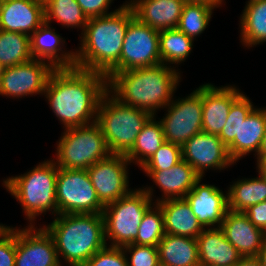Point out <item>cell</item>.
Segmentation results:
<instances>
[{"instance_id": "cell-20", "label": "cell", "mask_w": 266, "mask_h": 266, "mask_svg": "<svg viewBox=\"0 0 266 266\" xmlns=\"http://www.w3.org/2000/svg\"><path fill=\"white\" fill-rule=\"evenodd\" d=\"M220 228L242 257L257 256L266 238V233L255 227L244 212L228 210Z\"/></svg>"}, {"instance_id": "cell-18", "label": "cell", "mask_w": 266, "mask_h": 266, "mask_svg": "<svg viewBox=\"0 0 266 266\" xmlns=\"http://www.w3.org/2000/svg\"><path fill=\"white\" fill-rule=\"evenodd\" d=\"M45 22L43 0L0 2V30L31 35Z\"/></svg>"}, {"instance_id": "cell-30", "label": "cell", "mask_w": 266, "mask_h": 266, "mask_svg": "<svg viewBox=\"0 0 266 266\" xmlns=\"http://www.w3.org/2000/svg\"><path fill=\"white\" fill-rule=\"evenodd\" d=\"M194 40L177 28L159 32V53L161 62L167 66L183 63L193 49Z\"/></svg>"}, {"instance_id": "cell-33", "label": "cell", "mask_w": 266, "mask_h": 266, "mask_svg": "<svg viewBox=\"0 0 266 266\" xmlns=\"http://www.w3.org/2000/svg\"><path fill=\"white\" fill-rule=\"evenodd\" d=\"M214 9L213 6L204 3L186 2L176 28L196 40L197 36L208 28Z\"/></svg>"}, {"instance_id": "cell-16", "label": "cell", "mask_w": 266, "mask_h": 266, "mask_svg": "<svg viewBox=\"0 0 266 266\" xmlns=\"http://www.w3.org/2000/svg\"><path fill=\"white\" fill-rule=\"evenodd\" d=\"M201 177L191 191L184 197L193 214L204 228L221 227L222 221L228 212L227 191L210 184H201Z\"/></svg>"}, {"instance_id": "cell-45", "label": "cell", "mask_w": 266, "mask_h": 266, "mask_svg": "<svg viewBox=\"0 0 266 266\" xmlns=\"http://www.w3.org/2000/svg\"><path fill=\"white\" fill-rule=\"evenodd\" d=\"M256 257L259 259L262 266H266V238Z\"/></svg>"}, {"instance_id": "cell-35", "label": "cell", "mask_w": 266, "mask_h": 266, "mask_svg": "<svg viewBox=\"0 0 266 266\" xmlns=\"http://www.w3.org/2000/svg\"><path fill=\"white\" fill-rule=\"evenodd\" d=\"M244 92L232 103L227 122L218 137L228 147L238 137V128L249 113L255 108Z\"/></svg>"}, {"instance_id": "cell-28", "label": "cell", "mask_w": 266, "mask_h": 266, "mask_svg": "<svg viewBox=\"0 0 266 266\" xmlns=\"http://www.w3.org/2000/svg\"><path fill=\"white\" fill-rule=\"evenodd\" d=\"M240 15V42L247 48L266 42V0H248Z\"/></svg>"}, {"instance_id": "cell-36", "label": "cell", "mask_w": 266, "mask_h": 266, "mask_svg": "<svg viewBox=\"0 0 266 266\" xmlns=\"http://www.w3.org/2000/svg\"><path fill=\"white\" fill-rule=\"evenodd\" d=\"M182 160L181 146L165 141L154 155L140 168L143 171L170 169Z\"/></svg>"}, {"instance_id": "cell-46", "label": "cell", "mask_w": 266, "mask_h": 266, "mask_svg": "<svg viewBox=\"0 0 266 266\" xmlns=\"http://www.w3.org/2000/svg\"><path fill=\"white\" fill-rule=\"evenodd\" d=\"M258 169H260L264 173V175L266 176V163L260 165L258 167Z\"/></svg>"}, {"instance_id": "cell-26", "label": "cell", "mask_w": 266, "mask_h": 266, "mask_svg": "<svg viewBox=\"0 0 266 266\" xmlns=\"http://www.w3.org/2000/svg\"><path fill=\"white\" fill-rule=\"evenodd\" d=\"M160 266H199L197 240L165 234L157 245Z\"/></svg>"}, {"instance_id": "cell-41", "label": "cell", "mask_w": 266, "mask_h": 266, "mask_svg": "<svg viewBox=\"0 0 266 266\" xmlns=\"http://www.w3.org/2000/svg\"><path fill=\"white\" fill-rule=\"evenodd\" d=\"M244 213L255 227L266 233V201L250 206Z\"/></svg>"}, {"instance_id": "cell-10", "label": "cell", "mask_w": 266, "mask_h": 266, "mask_svg": "<svg viewBox=\"0 0 266 266\" xmlns=\"http://www.w3.org/2000/svg\"><path fill=\"white\" fill-rule=\"evenodd\" d=\"M203 84L187 97L174 99L166 106L160 123L165 141L183 146L202 130ZM167 109V110H166Z\"/></svg>"}, {"instance_id": "cell-19", "label": "cell", "mask_w": 266, "mask_h": 266, "mask_svg": "<svg viewBox=\"0 0 266 266\" xmlns=\"http://www.w3.org/2000/svg\"><path fill=\"white\" fill-rule=\"evenodd\" d=\"M65 40L51 24L44 22L30 35V52L33 59L44 60L55 69L74 68L75 51H64Z\"/></svg>"}, {"instance_id": "cell-4", "label": "cell", "mask_w": 266, "mask_h": 266, "mask_svg": "<svg viewBox=\"0 0 266 266\" xmlns=\"http://www.w3.org/2000/svg\"><path fill=\"white\" fill-rule=\"evenodd\" d=\"M43 227L54 240L60 263L64 260L69 266H83L109 245L102 214H58Z\"/></svg>"}, {"instance_id": "cell-15", "label": "cell", "mask_w": 266, "mask_h": 266, "mask_svg": "<svg viewBox=\"0 0 266 266\" xmlns=\"http://www.w3.org/2000/svg\"><path fill=\"white\" fill-rule=\"evenodd\" d=\"M182 159L204 177L207 170H224L235 165L227 146L215 134H195L181 147Z\"/></svg>"}, {"instance_id": "cell-47", "label": "cell", "mask_w": 266, "mask_h": 266, "mask_svg": "<svg viewBox=\"0 0 266 266\" xmlns=\"http://www.w3.org/2000/svg\"><path fill=\"white\" fill-rule=\"evenodd\" d=\"M3 71H4V66L0 63V78L1 75L3 74Z\"/></svg>"}, {"instance_id": "cell-6", "label": "cell", "mask_w": 266, "mask_h": 266, "mask_svg": "<svg viewBox=\"0 0 266 266\" xmlns=\"http://www.w3.org/2000/svg\"><path fill=\"white\" fill-rule=\"evenodd\" d=\"M151 117L144 110L121 103L107 90L99 102L96 122L110 154L126 155Z\"/></svg>"}, {"instance_id": "cell-31", "label": "cell", "mask_w": 266, "mask_h": 266, "mask_svg": "<svg viewBox=\"0 0 266 266\" xmlns=\"http://www.w3.org/2000/svg\"><path fill=\"white\" fill-rule=\"evenodd\" d=\"M45 22L60 23L67 28H80L84 32L89 20L76 0H44Z\"/></svg>"}, {"instance_id": "cell-21", "label": "cell", "mask_w": 266, "mask_h": 266, "mask_svg": "<svg viewBox=\"0 0 266 266\" xmlns=\"http://www.w3.org/2000/svg\"><path fill=\"white\" fill-rule=\"evenodd\" d=\"M134 16L158 31L176 28L185 0H128Z\"/></svg>"}, {"instance_id": "cell-37", "label": "cell", "mask_w": 266, "mask_h": 266, "mask_svg": "<svg viewBox=\"0 0 266 266\" xmlns=\"http://www.w3.org/2000/svg\"><path fill=\"white\" fill-rule=\"evenodd\" d=\"M128 266H160L157 246L128 244L122 247ZM130 254V257H128Z\"/></svg>"}, {"instance_id": "cell-34", "label": "cell", "mask_w": 266, "mask_h": 266, "mask_svg": "<svg viewBox=\"0 0 266 266\" xmlns=\"http://www.w3.org/2000/svg\"><path fill=\"white\" fill-rule=\"evenodd\" d=\"M165 235L164 216L158 203H154L145 213L138 227V235L133 244L157 246Z\"/></svg>"}, {"instance_id": "cell-5", "label": "cell", "mask_w": 266, "mask_h": 266, "mask_svg": "<svg viewBox=\"0 0 266 266\" xmlns=\"http://www.w3.org/2000/svg\"><path fill=\"white\" fill-rule=\"evenodd\" d=\"M58 166L54 160L43 161L32 170L2 182L3 187L20 203L29 225H35L37 216L46 212L58 215L56 180ZM34 222V223H33Z\"/></svg>"}, {"instance_id": "cell-23", "label": "cell", "mask_w": 266, "mask_h": 266, "mask_svg": "<svg viewBox=\"0 0 266 266\" xmlns=\"http://www.w3.org/2000/svg\"><path fill=\"white\" fill-rule=\"evenodd\" d=\"M196 240L200 265L234 266L242 258L220 227L204 228Z\"/></svg>"}, {"instance_id": "cell-13", "label": "cell", "mask_w": 266, "mask_h": 266, "mask_svg": "<svg viewBox=\"0 0 266 266\" xmlns=\"http://www.w3.org/2000/svg\"><path fill=\"white\" fill-rule=\"evenodd\" d=\"M131 163L125 155L110 154L87 169L91 183L99 201L108 205L127 195L129 188V169Z\"/></svg>"}, {"instance_id": "cell-1", "label": "cell", "mask_w": 266, "mask_h": 266, "mask_svg": "<svg viewBox=\"0 0 266 266\" xmlns=\"http://www.w3.org/2000/svg\"><path fill=\"white\" fill-rule=\"evenodd\" d=\"M106 91L107 78L102 73L58 68L51 73L43 95L63 128L68 129L95 122Z\"/></svg>"}, {"instance_id": "cell-22", "label": "cell", "mask_w": 266, "mask_h": 266, "mask_svg": "<svg viewBox=\"0 0 266 266\" xmlns=\"http://www.w3.org/2000/svg\"><path fill=\"white\" fill-rule=\"evenodd\" d=\"M143 172L163 192L162 197L157 198L155 203L168 199L184 198L201 178L195 169L183 159L167 170Z\"/></svg>"}, {"instance_id": "cell-42", "label": "cell", "mask_w": 266, "mask_h": 266, "mask_svg": "<svg viewBox=\"0 0 266 266\" xmlns=\"http://www.w3.org/2000/svg\"><path fill=\"white\" fill-rule=\"evenodd\" d=\"M234 266H262L256 256L242 257Z\"/></svg>"}, {"instance_id": "cell-29", "label": "cell", "mask_w": 266, "mask_h": 266, "mask_svg": "<svg viewBox=\"0 0 266 266\" xmlns=\"http://www.w3.org/2000/svg\"><path fill=\"white\" fill-rule=\"evenodd\" d=\"M156 116H152L136 137L131 150L125 155L130 163L141 167L165 142L162 125Z\"/></svg>"}, {"instance_id": "cell-17", "label": "cell", "mask_w": 266, "mask_h": 266, "mask_svg": "<svg viewBox=\"0 0 266 266\" xmlns=\"http://www.w3.org/2000/svg\"><path fill=\"white\" fill-rule=\"evenodd\" d=\"M235 85L203 84L202 130L219 135L227 122L232 103L242 94Z\"/></svg>"}, {"instance_id": "cell-7", "label": "cell", "mask_w": 266, "mask_h": 266, "mask_svg": "<svg viewBox=\"0 0 266 266\" xmlns=\"http://www.w3.org/2000/svg\"><path fill=\"white\" fill-rule=\"evenodd\" d=\"M153 187L132 189L127 195L104 206L105 239L111 247H123L134 242L146 211L155 203Z\"/></svg>"}, {"instance_id": "cell-40", "label": "cell", "mask_w": 266, "mask_h": 266, "mask_svg": "<svg viewBox=\"0 0 266 266\" xmlns=\"http://www.w3.org/2000/svg\"><path fill=\"white\" fill-rule=\"evenodd\" d=\"M114 0H76L88 19L104 16L115 12L119 8L109 11Z\"/></svg>"}, {"instance_id": "cell-38", "label": "cell", "mask_w": 266, "mask_h": 266, "mask_svg": "<svg viewBox=\"0 0 266 266\" xmlns=\"http://www.w3.org/2000/svg\"><path fill=\"white\" fill-rule=\"evenodd\" d=\"M16 227L0 224V266H15Z\"/></svg>"}, {"instance_id": "cell-2", "label": "cell", "mask_w": 266, "mask_h": 266, "mask_svg": "<svg viewBox=\"0 0 266 266\" xmlns=\"http://www.w3.org/2000/svg\"><path fill=\"white\" fill-rule=\"evenodd\" d=\"M163 63L114 73L107 90L121 103L156 116L172 100L181 82V72Z\"/></svg>"}, {"instance_id": "cell-43", "label": "cell", "mask_w": 266, "mask_h": 266, "mask_svg": "<svg viewBox=\"0 0 266 266\" xmlns=\"http://www.w3.org/2000/svg\"><path fill=\"white\" fill-rule=\"evenodd\" d=\"M257 158V167L258 168L260 165L266 163V130H265V134L263 136V141H262V144H261V147H260V150L256 156Z\"/></svg>"}, {"instance_id": "cell-27", "label": "cell", "mask_w": 266, "mask_h": 266, "mask_svg": "<svg viewBox=\"0 0 266 266\" xmlns=\"http://www.w3.org/2000/svg\"><path fill=\"white\" fill-rule=\"evenodd\" d=\"M258 177L238 179L228 187V209L245 212L250 206L266 201V176L257 168Z\"/></svg>"}, {"instance_id": "cell-8", "label": "cell", "mask_w": 266, "mask_h": 266, "mask_svg": "<svg viewBox=\"0 0 266 266\" xmlns=\"http://www.w3.org/2000/svg\"><path fill=\"white\" fill-rule=\"evenodd\" d=\"M56 165L65 169L87 170L110 155L99 124L64 129L57 141ZM56 160V161H55Z\"/></svg>"}, {"instance_id": "cell-14", "label": "cell", "mask_w": 266, "mask_h": 266, "mask_svg": "<svg viewBox=\"0 0 266 266\" xmlns=\"http://www.w3.org/2000/svg\"><path fill=\"white\" fill-rule=\"evenodd\" d=\"M62 264L54 240L43 226L16 227L15 266H63Z\"/></svg>"}, {"instance_id": "cell-25", "label": "cell", "mask_w": 266, "mask_h": 266, "mask_svg": "<svg viewBox=\"0 0 266 266\" xmlns=\"http://www.w3.org/2000/svg\"><path fill=\"white\" fill-rule=\"evenodd\" d=\"M164 216L165 234L197 238L204 227L185 198L158 202Z\"/></svg>"}, {"instance_id": "cell-24", "label": "cell", "mask_w": 266, "mask_h": 266, "mask_svg": "<svg viewBox=\"0 0 266 266\" xmlns=\"http://www.w3.org/2000/svg\"><path fill=\"white\" fill-rule=\"evenodd\" d=\"M266 130V109L255 107L238 128V137L227 147L231 159L236 163L251 152L257 156Z\"/></svg>"}, {"instance_id": "cell-9", "label": "cell", "mask_w": 266, "mask_h": 266, "mask_svg": "<svg viewBox=\"0 0 266 266\" xmlns=\"http://www.w3.org/2000/svg\"><path fill=\"white\" fill-rule=\"evenodd\" d=\"M56 202L58 214H102L104 209L87 170L58 167Z\"/></svg>"}, {"instance_id": "cell-12", "label": "cell", "mask_w": 266, "mask_h": 266, "mask_svg": "<svg viewBox=\"0 0 266 266\" xmlns=\"http://www.w3.org/2000/svg\"><path fill=\"white\" fill-rule=\"evenodd\" d=\"M54 70L50 63L33 58L19 65L5 67L0 78V95L13 99L43 95Z\"/></svg>"}, {"instance_id": "cell-44", "label": "cell", "mask_w": 266, "mask_h": 266, "mask_svg": "<svg viewBox=\"0 0 266 266\" xmlns=\"http://www.w3.org/2000/svg\"><path fill=\"white\" fill-rule=\"evenodd\" d=\"M190 3H204L206 5H211L214 8L222 7L224 0H185Z\"/></svg>"}, {"instance_id": "cell-39", "label": "cell", "mask_w": 266, "mask_h": 266, "mask_svg": "<svg viewBox=\"0 0 266 266\" xmlns=\"http://www.w3.org/2000/svg\"><path fill=\"white\" fill-rule=\"evenodd\" d=\"M83 266H128L122 247L106 246L95 253Z\"/></svg>"}, {"instance_id": "cell-32", "label": "cell", "mask_w": 266, "mask_h": 266, "mask_svg": "<svg viewBox=\"0 0 266 266\" xmlns=\"http://www.w3.org/2000/svg\"><path fill=\"white\" fill-rule=\"evenodd\" d=\"M31 59L29 35L0 30V63L4 68L19 65Z\"/></svg>"}, {"instance_id": "cell-11", "label": "cell", "mask_w": 266, "mask_h": 266, "mask_svg": "<svg viewBox=\"0 0 266 266\" xmlns=\"http://www.w3.org/2000/svg\"><path fill=\"white\" fill-rule=\"evenodd\" d=\"M159 32L134 17L128 23L120 61L106 75L107 80L116 72L161 64Z\"/></svg>"}, {"instance_id": "cell-3", "label": "cell", "mask_w": 266, "mask_h": 266, "mask_svg": "<svg viewBox=\"0 0 266 266\" xmlns=\"http://www.w3.org/2000/svg\"><path fill=\"white\" fill-rule=\"evenodd\" d=\"M134 17L131 6L125 2L113 13L90 18L79 36L75 67L107 75L120 61L128 23Z\"/></svg>"}]
</instances>
